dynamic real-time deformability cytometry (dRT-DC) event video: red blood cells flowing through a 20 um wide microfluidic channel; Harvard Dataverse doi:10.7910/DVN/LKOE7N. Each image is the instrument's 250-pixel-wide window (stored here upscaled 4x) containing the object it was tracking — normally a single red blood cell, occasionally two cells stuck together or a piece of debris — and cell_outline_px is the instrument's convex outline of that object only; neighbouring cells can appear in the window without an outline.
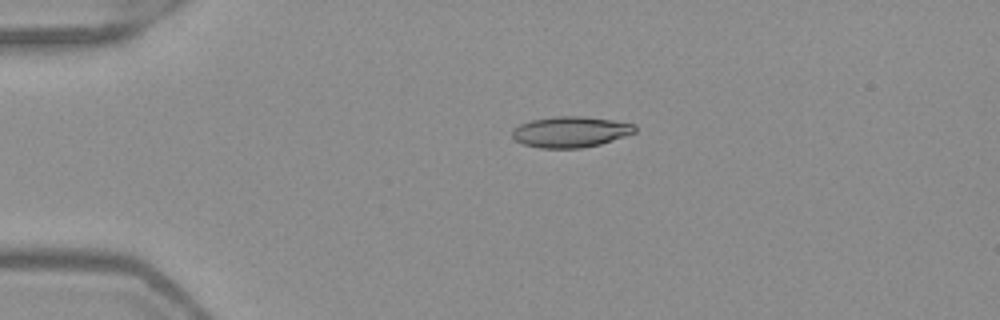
{"species": "Egyptian fruit bat (a non-hibernating species)", "species_latin": "Rousettus aegyptiacus", "temperature_condition": "warm", "stored_images_in_passage": 41, "camera_frame_rate_fps": 3000, "um_per_image_px": 0.085, "frame": {"image": 1, "passage_image": 1, "time_ms": 0.0, "image_size_px": [1000, 320], "cell_outline_px": [[636, 132], [600, 144], [580, 148], [540, 148], [524, 144], [516, 140], [512, 136], [512, 128], [520, 124], [532, 120], [556, 116], [580, 116], [612, 120], [636, 124]], "centroid_in_image_um": [48.49, 11.2], "position_along_channel_um": 36.5, "area_um2": 21.96}}
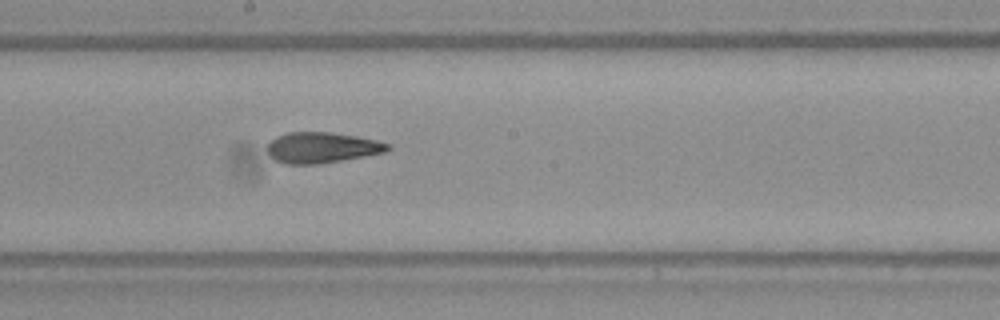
{"frame": {"image": 2, "passage_image": 18, "time_ms": 5.667, "image_size_px": [1000, 320], "cell_outline_px": [[392, 148], [384, 152], [364, 156], [320, 164], [284, 164], [276, 160], [268, 152], [268, 144], [276, 136], [288, 132], [332, 132], [356, 136], [376, 140], [392, 144]], "centroid_in_image_um": [27.38, 12.54], "position_along_channel_um": 220.8, "area_um2": 21.56}}
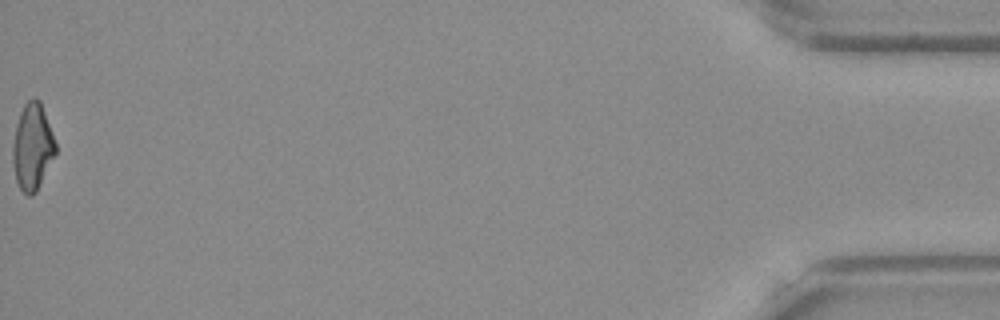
{"frame": {"image": 3, "passage_image": 41, "time_ms": 13.333, "image_size_px": [1000, 320], "cell_outline_px": [[56, 152], [36, 192], [32, 196], [28, 196], [20, 188], [16, 180], [12, 160], [12, 144], [16, 124], [20, 112], [24, 104], [32, 96], [36, 96], [40, 100], [56, 144]], "centroid_in_image_um": [2.74, 12.45], "position_along_channel_um": 432.5, "area_um2": 21.56}, "authors_computed_cell_mechanics": {"area_um2": 21.5594, "velocity_mm_per_s": 4.0112, "shape_relaxation_time_tau1_ms": 10.3249, "shape_relaxation_time_tau2_ms": 2.7231, "deformation_change_tau1": 0.2431, "deformation_change_tau2": 0.1162}}